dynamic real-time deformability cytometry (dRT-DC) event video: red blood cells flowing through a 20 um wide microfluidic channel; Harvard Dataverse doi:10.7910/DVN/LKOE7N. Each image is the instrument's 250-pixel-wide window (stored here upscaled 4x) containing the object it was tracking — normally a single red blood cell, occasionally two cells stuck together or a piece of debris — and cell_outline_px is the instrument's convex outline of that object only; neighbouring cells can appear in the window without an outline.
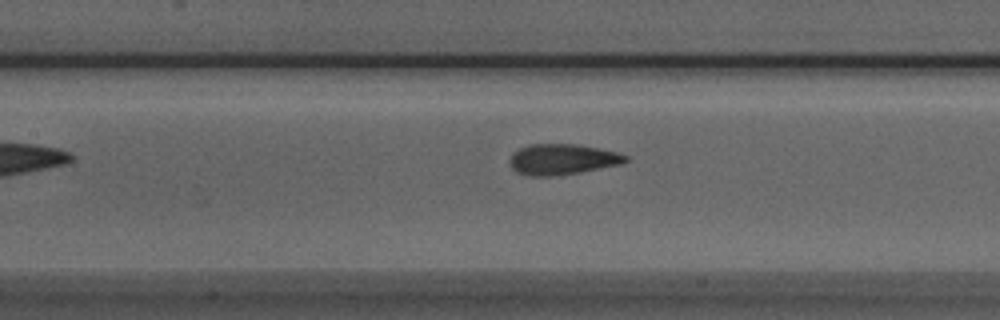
{"species": "Egyptian fruit bat (a non-hibernating species)", "species_latin": "Rousettus aegyptiacus", "temperature_condition": "room temperature", "stored_images_in_passage": 22, "camera_frame_rate_fps": 3000, "um_per_image_px": 0.085, "animal": {"sex": "male"}, "frame": {"image": 1, "passage_image": 8, "time_ms": 2.333, "image_size_px": [1000, 320], "cell_outline_px": [[628, 160], [620, 164], [580, 172], [552, 176], [532, 176], [516, 172], [508, 164], [508, 160], [512, 152], [528, 144], [572, 144], [596, 148], [616, 152], [628, 156]], "centroid_in_image_um": [47.72, 13.54], "position_along_channel_um": 159.7, "area_um2": 20.63}}
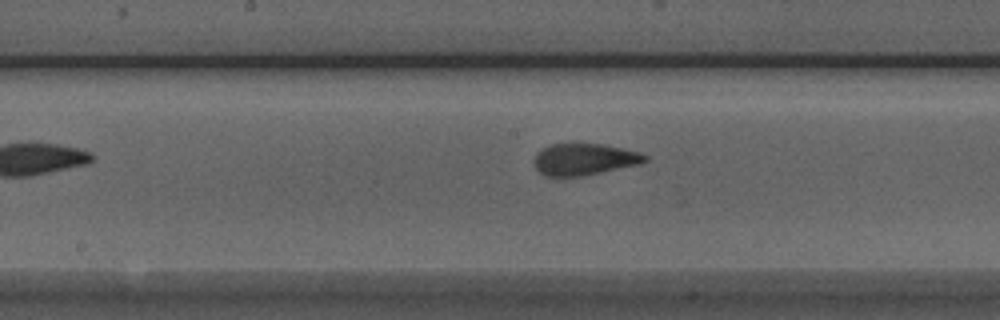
{"frame": {"image": 2, "passage_image": 11, "time_ms": 3.333, "image_size_px": [1000, 320], "cell_outline_px": [[648, 160], [640, 164], [580, 176], [544, 176], [536, 168], [536, 152], [552, 144], [600, 144], [640, 152], [648, 156]], "centroid_in_image_um": [49.69, 13.54], "position_along_channel_um": 198.5, "area_um2": 20.06}}
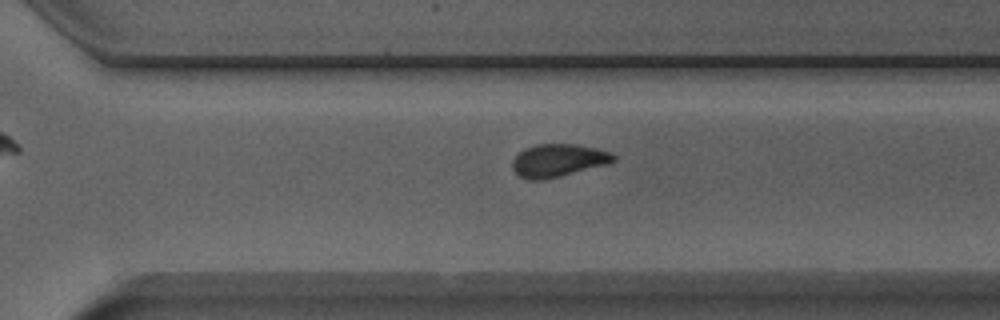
{"frame": {"image": 3, "passage_image": 17, "time_ms": 5.333, "image_size_px": [1000, 320], "cell_outline_px": [[616, 160], [608, 164], [544, 180], [528, 180], [520, 176], [512, 168], [512, 160], [524, 148], [536, 144], [576, 144], [596, 148], [612, 152], [616, 156]], "centroid_in_image_um": [47.46, 13.63], "position_along_channel_um": 323.1, "area_um2": 19.42}}